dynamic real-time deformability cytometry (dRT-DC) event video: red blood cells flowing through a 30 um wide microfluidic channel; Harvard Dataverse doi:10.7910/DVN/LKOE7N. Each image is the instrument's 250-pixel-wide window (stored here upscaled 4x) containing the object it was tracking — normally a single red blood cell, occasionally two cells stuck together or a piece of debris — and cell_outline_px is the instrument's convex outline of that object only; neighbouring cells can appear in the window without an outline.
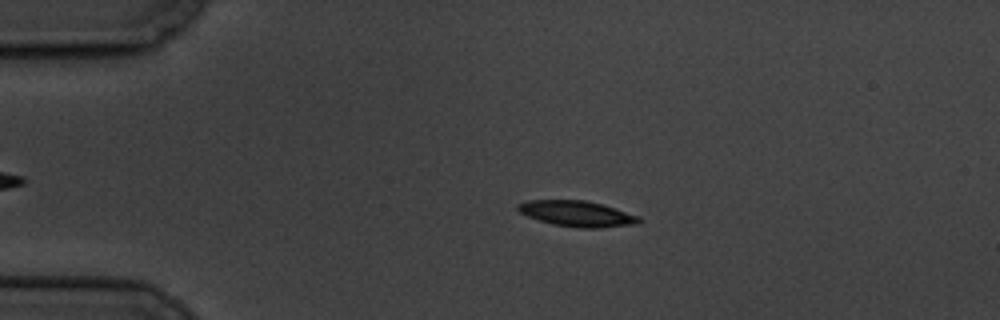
{"species": "common noctule bat (a hibernating species)", "species_latin": "Nyctalus noctula", "temperature_condition": "cold", "stored_images_in_passage": 4, "camera_frame_rate_fps": 3000, "um_per_image_px": 0.085, "animal": {"sex": "male", "body_mass_g": 19.5, "forearm_length_mm": 54.6}, "frame": {"image": 1, "passage_image": 3, "time_ms": 2.667, "image_size_px": [1000, 320], "cell_outline_px": [[644, 220], [640, 224], [600, 228], [580, 228], [552, 224], [528, 216], [520, 212], [516, 208], [516, 204], [528, 200], [584, 200], [600, 204], [640, 216]], "centroid_in_image_um": [49.08, 18.17], "position_along_channel_um": 35.9, "area_um2": 18.21}}